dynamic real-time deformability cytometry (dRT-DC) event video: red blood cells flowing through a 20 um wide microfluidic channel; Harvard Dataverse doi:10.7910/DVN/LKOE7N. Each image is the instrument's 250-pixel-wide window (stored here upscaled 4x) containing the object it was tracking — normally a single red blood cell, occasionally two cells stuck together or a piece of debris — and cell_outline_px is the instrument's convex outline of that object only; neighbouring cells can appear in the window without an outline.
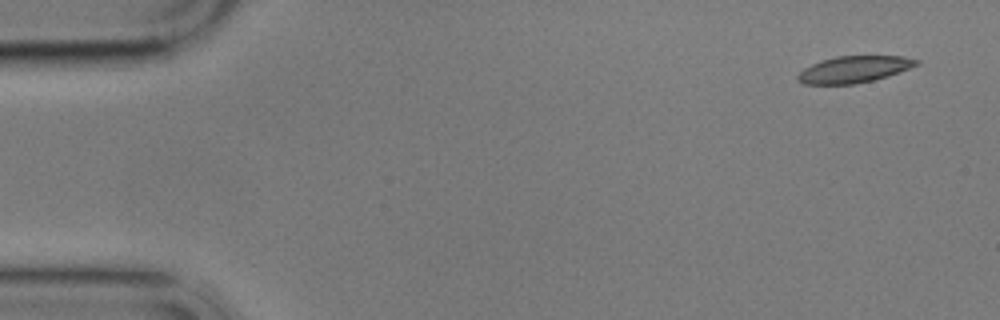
{"species": "common noctule bat (a hibernating species)", "species_latin": "Nyctalus noctula", "temperature_condition": "cold", "stored_images_in_passage": 8, "camera_frame_rate_fps": 3000, "um_per_image_px": 0.085, "animal": {"sex": "male", "body_mass_g": 17.9}, "frame": {"image": 1, "passage_image": 1, "time_ms": 0.0, "image_size_px": [1000, 320], "cell_outline_px": [[920, 64], [888, 76], [856, 84], [804, 84], [796, 80], [796, 76], [804, 68], [812, 64], [836, 56], [900, 56], [920, 60]], "centroid_in_image_um": [72.59, 5.9], "position_along_channel_um": 12.4, "area_um2": 18.32}}
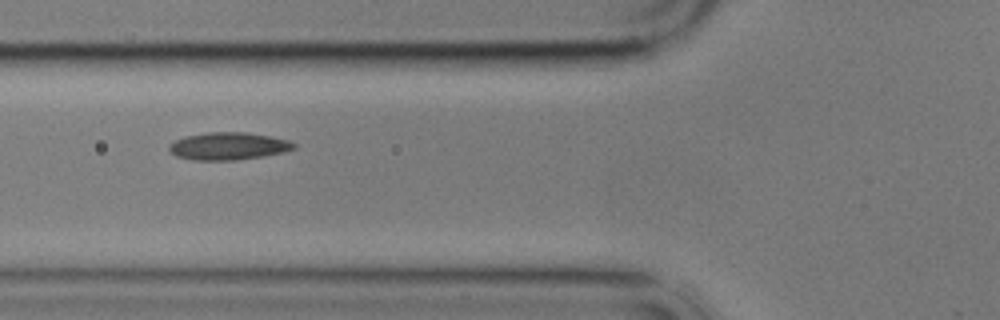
{"frame": {"image": 2, "passage_image": 5, "time_ms": 6.0, "image_size_px": [1000, 320], "cell_outline_px": [[296, 148], [284, 152], [236, 160], [196, 160], [176, 156], [168, 152], [168, 148], [176, 140], [184, 136], [208, 132], [244, 132], [268, 136], [288, 140], [296, 144]], "centroid_in_image_um": [19.39, 12.42], "position_along_channel_um": 106.4, "area_um2": 19.83}}
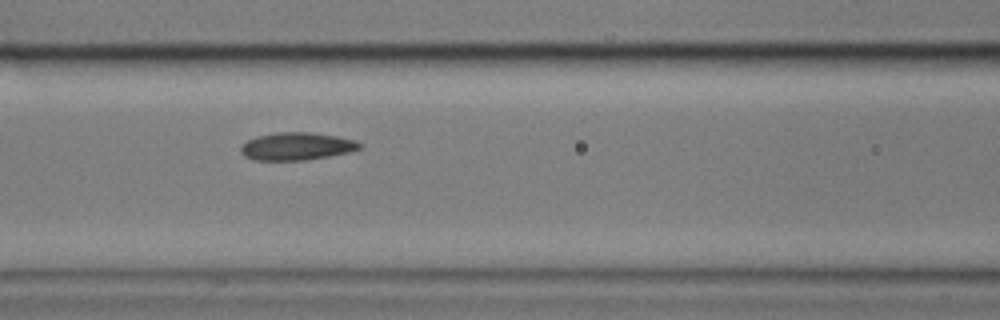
{"frame": {"image": 3, "passage_image": 6, "time_ms": 7.0, "image_size_px": [1000, 320], "cell_outline_px": [[364, 144], [360, 148], [348, 152], [328, 156], [304, 160], [252, 160], [244, 156], [240, 152], [240, 148], [248, 140], [256, 136], [280, 132], [312, 132], [336, 136], [356, 140]], "centroid_in_image_um": [25.22, 12.43], "position_along_channel_um": 141.4, "area_um2": 19.13}}